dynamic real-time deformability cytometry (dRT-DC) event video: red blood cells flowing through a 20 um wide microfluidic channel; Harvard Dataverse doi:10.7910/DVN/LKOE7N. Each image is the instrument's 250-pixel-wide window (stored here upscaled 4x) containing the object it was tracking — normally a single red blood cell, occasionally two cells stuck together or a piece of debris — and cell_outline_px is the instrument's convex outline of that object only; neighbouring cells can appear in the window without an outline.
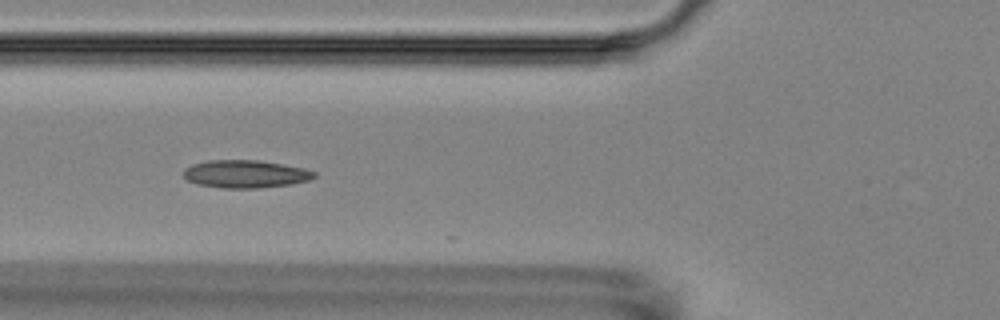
{"species": "Egyptian fruit bat (a non-hibernating species)", "species_latin": "Rousettus aegyptiacus", "temperature_condition": "room temperature", "stored_images_in_passage": 5, "camera_frame_rate_fps": 3000, "um_per_image_px": 0.085, "animal": {"sex": "female"}, "frame": {"image": 1, "passage_image": 4, "time_ms": 3.333, "image_size_px": [1000, 320], "cell_outline_px": [[316, 176], [308, 180], [292, 184], [260, 188], [224, 188], [200, 184], [188, 180], [184, 176], [184, 168], [192, 164], [208, 160], [260, 160], [304, 168], [316, 172]], "centroid_in_image_um": [20.88, 14.78], "position_along_channel_um": 104.9, "area_um2": 21.1}}